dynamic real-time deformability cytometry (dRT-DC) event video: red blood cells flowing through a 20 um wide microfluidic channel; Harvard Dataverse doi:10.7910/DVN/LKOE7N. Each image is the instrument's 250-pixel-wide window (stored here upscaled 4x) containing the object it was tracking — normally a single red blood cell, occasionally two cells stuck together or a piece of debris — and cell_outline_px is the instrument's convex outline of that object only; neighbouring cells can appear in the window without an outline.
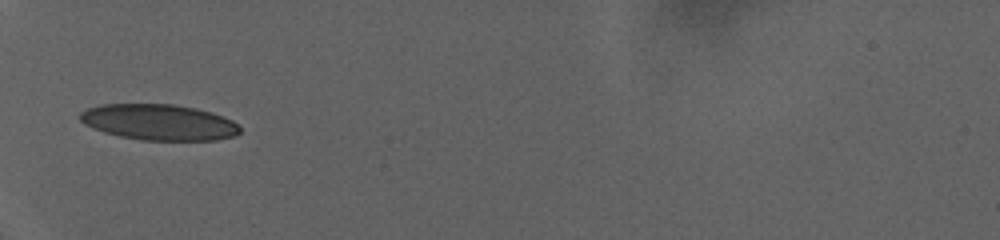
{"species": "human", "species_latin": "Homo sapiens", "temperature_condition": "warm", "stored_images_in_passage": 48, "camera_frame_rate_fps": 3000, "um_per_image_px": 0.085, "donor": {"sex": "female"}, "frame": {"image": 1, "passage_image": 1, "time_ms": 0.0, "image_size_px": [1000, 240], "cell_outline_px": [[240, 132], [236, 136], [216, 140], [140, 140], [120, 136], [104, 132], [92, 128], [84, 124], [80, 120], [80, 112], [88, 108], [100, 104], [176, 104], [196, 108], [212, 112], [224, 116], [240, 124]], "centroid_in_image_um": [13.54, 10.38], "position_along_channel_um": 71.5, "area_um2": 33.76}}
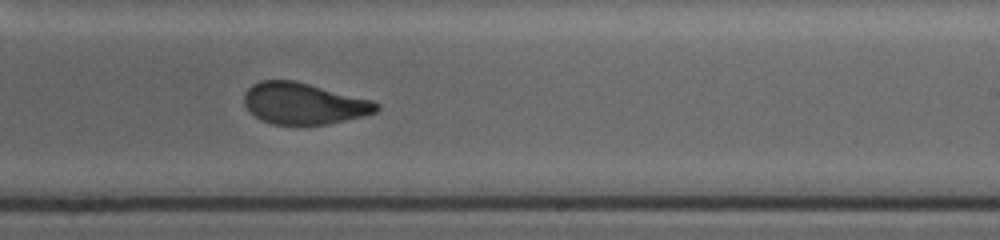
{"frame": {"image": 2, "passage_image": 23, "time_ms": 7.333, "image_size_px": [1000, 240], "cell_outline_px": [[380, 108], [376, 112], [364, 116], [328, 124], [272, 124], [256, 116], [244, 104], [244, 92], [252, 84], [260, 80], [292, 80], [372, 100], [380, 104]], "centroid_in_image_um": [25.83, 8.79], "position_along_channel_um": 263.2, "area_um2": 31.62}}
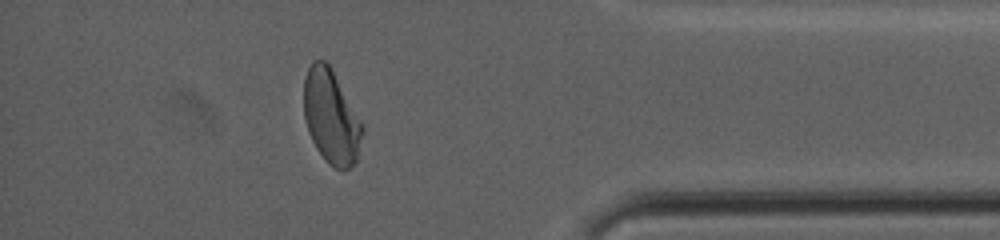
{"frame": {"image": 3, "passage_image": 41, "time_ms": 13.333, "image_size_px": [1000, 240], "cell_outline_px": [[364, 128], [356, 160], [348, 168], [332, 168], [328, 164], [316, 148], [308, 132], [304, 120], [304, 80], [308, 68], [312, 60], [324, 60], [332, 68], [364, 124]], "centroid_in_image_um": [28.14, 9.91], "position_along_channel_um": 407.1, "area_um2": 32.19}, "authors_computed_cell_mechanics": {"area_um2": 32.4258, "velocity_mm_per_s": 2.735, "shape_relaxation_time_tau1_ms": 10.9543, "shape_relaxation_time_tau2_ms": 1.2161, "deformation_change_tau1": 0.2225, "deformation_change_tau2": 0.0794}}